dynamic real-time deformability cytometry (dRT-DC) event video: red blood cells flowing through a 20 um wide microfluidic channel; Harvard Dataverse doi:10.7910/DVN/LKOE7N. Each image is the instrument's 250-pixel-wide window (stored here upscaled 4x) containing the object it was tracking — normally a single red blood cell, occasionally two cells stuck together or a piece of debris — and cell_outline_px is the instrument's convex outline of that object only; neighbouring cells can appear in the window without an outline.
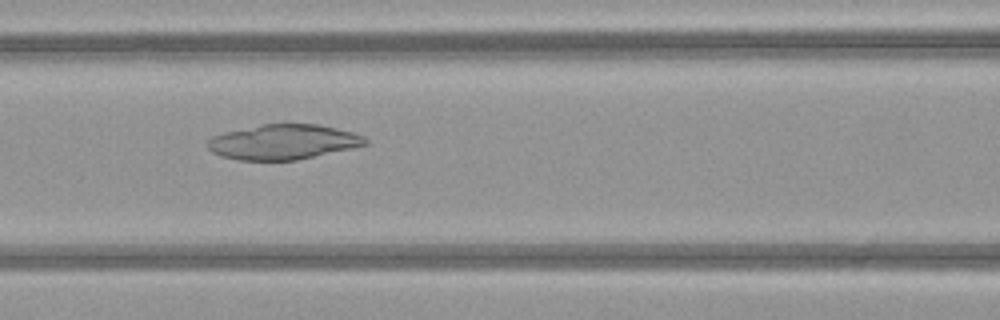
{"species": "common noctule bat (a hibernating species)", "species_latin": "Nyctalus noctula", "temperature_condition": "warm", "stored_images_in_passage": 41, "camera_frame_rate_fps": 3000, "um_per_image_px": 0.085, "animal": {"sex": "female", "body_mass_g": 21.9}, "frame": {"image": 1, "passage_image": 17, "time_ms": 5.333, "image_size_px": [1000, 320], "cell_outline_px": [[368, 144], [352, 148], [296, 160], [240, 160], [220, 156], [212, 152], [208, 148], [208, 140], [212, 136], [224, 132], [264, 124], [316, 124], [336, 128], [352, 132], [364, 136], [368, 140]], "centroid_in_image_um": [24.07, 12.07], "position_along_channel_um": 142.5, "area_um2": 31.96}}
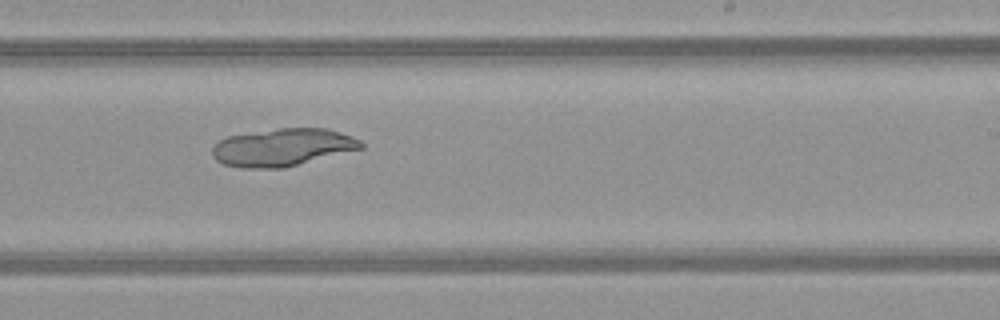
{"frame": {"image": 2, "passage_image": 26, "time_ms": 8.333, "image_size_px": [1000, 320], "cell_outline_px": [[364, 148], [284, 168], [240, 168], [224, 164], [216, 160], [212, 156], [212, 148], [220, 140], [228, 136], [280, 128], [328, 128], [352, 136], [360, 140], [364, 144]], "centroid_in_image_um": [24.05, 12.53], "position_along_channel_um": 265.0, "area_um2": 32.6}}
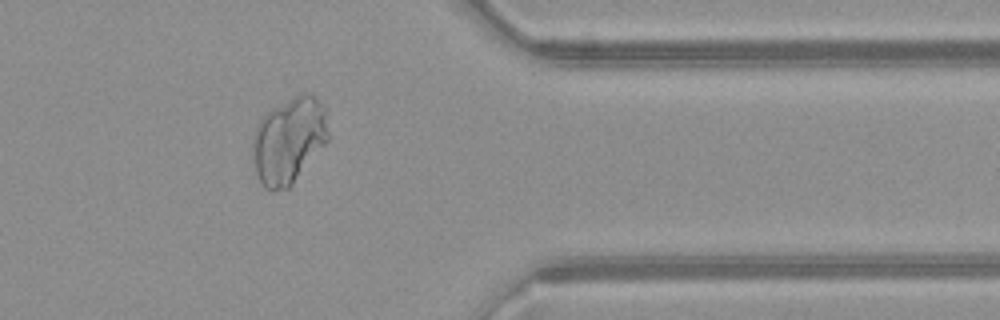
{"frame": {"image": 3, "passage_image": 36, "time_ms": 11.667, "image_size_px": [1000, 320], "cell_outline_px": [[328, 140], [292, 184], [288, 188], [272, 192], [268, 192], [264, 188], [256, 176], [252, 160], [252, 140], [256, 124], [272, 108], [300, 92], [308, 92], [320, 100], [324, 108], [328, 132]], "centroid_in_image_um": [24.51, 11.95], "position_along_channel_um": 386.9, "area_um2": 38.32}}